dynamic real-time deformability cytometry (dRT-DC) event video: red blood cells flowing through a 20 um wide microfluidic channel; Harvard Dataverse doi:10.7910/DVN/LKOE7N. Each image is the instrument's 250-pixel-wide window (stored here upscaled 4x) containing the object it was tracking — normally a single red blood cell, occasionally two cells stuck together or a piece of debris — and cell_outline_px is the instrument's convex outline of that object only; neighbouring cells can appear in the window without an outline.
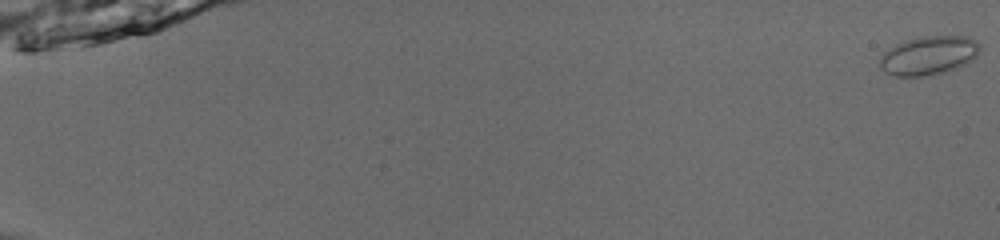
{"species": "common noctule bat (a hibernating species)", "species_latin": "Nyctalus noctula", "temperature_condition": "room temperature", "stored_images_in_passage": 12, "camera_frame_rate_fps": 3000, "um_per_image_px": 0.085, "animal": {"sex": "male", "body_mass_g": 13.0, "forearm_length_mm": 53.1}, "frame": {"image": 1, "passage_image": 1, "time_ms": 0.0, "image_size_px": [1000, 240], "cell_outline_px": [[980, 48], [976, 56], [944, 72], [920, 76], [896, 76], [884, 72], [880, 68], [880, 56], [884, 52], [896, 44], [908, 40], [924, 36], [968, 36], [976, 40], [980, 44]], "centroid_in_image_um": [78.9, 4.7], "position_along_channel_um": 6.1, "area_um2": 22.14}}